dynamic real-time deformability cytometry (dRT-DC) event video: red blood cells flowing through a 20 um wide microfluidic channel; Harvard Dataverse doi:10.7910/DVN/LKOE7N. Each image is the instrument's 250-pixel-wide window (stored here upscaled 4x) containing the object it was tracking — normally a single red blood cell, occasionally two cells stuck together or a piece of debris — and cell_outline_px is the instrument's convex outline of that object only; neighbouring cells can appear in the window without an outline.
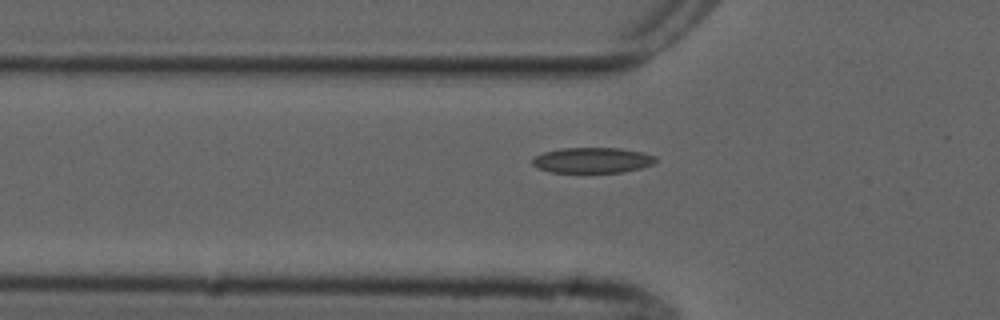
{"species": "common noctule bat (a hibernating species)", "species_latin": "Nyctalus noctula", "temperature_condition": "cold", "stored_images_in_passage": 41, "camera_frame_rate_fps": 3000, "um_per_image_px": 0.085, "animal": {"sex": "male", "forearm_length_mm": 52.5}, "frame": {"image": 1, "passage_image": 10, "time_ms": 3.0, "image_size_px": [1000, 320], "cell_outline_px": [[656, 160], [652, 164], [640, 168], [624, 172], [548, 172], [536, 168], [532, 164], [532, 160], [536, 156], [544, 152], [564, 148], [620, 148], [644, 152], [656, 156]], "centroid_in_image_um": [50.35, 13.62], "position_along_channel_um": 75.4, "area_um2": 18.32}}
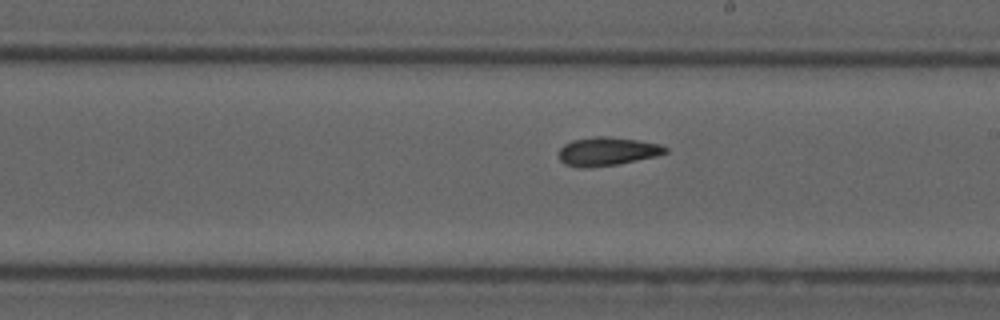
{"frame": {"image": 2, "passage_image": 23, "time_ms": 7.333, "image_size_px": [1000, 320], "cell_outline_px": [[668, 152], [656, 156], [616, 164], [588, 168], [580, 168], [564, 164], [560, 160], [560, 148], [564, 144], [572, 140], [596, 136], [608, 136], [636, 140], [660, 144], [668, 148]], "centroid_in_image_um": [51.6, 12.87], "position_along_channel_um": 237.4, "area_um2": 17.63}}
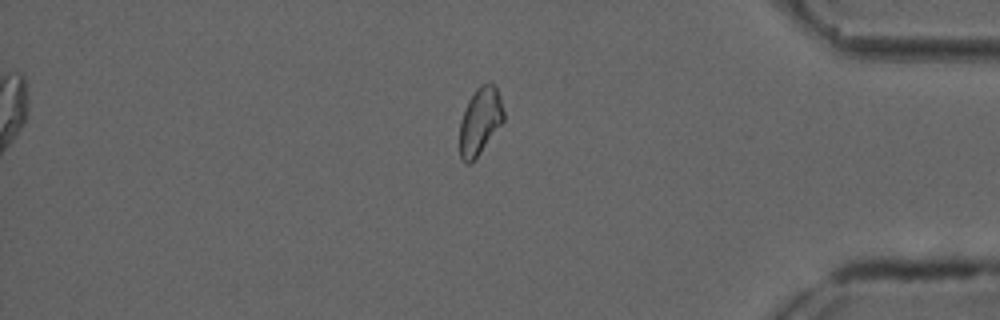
{"frame": {"image": 3, "passage_image": 38, "time_ms": 12.333, "image_size_px": [1000, 320], "cell_outline_px": [[504, 120], [480, 152], [468, 164], [460, 156], [460, 120], [464, 108], [468, 100], [476, 88], [480, 84], [488, 80], [496, 88], [500, 96], [504, 112]], "centroid_in_image_um": [40.8, 10.22], "position_along_channel_um": 394.4, "area_um2": 17.05}}